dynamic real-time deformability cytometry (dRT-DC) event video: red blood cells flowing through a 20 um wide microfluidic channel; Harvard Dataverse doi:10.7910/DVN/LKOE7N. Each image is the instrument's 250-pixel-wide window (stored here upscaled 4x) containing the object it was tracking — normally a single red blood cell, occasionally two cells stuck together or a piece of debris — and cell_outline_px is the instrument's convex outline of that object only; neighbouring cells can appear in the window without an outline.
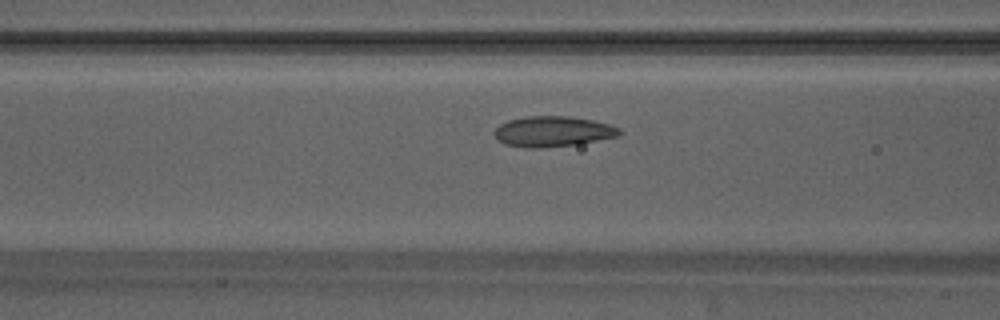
{"species": "Egyptian fruit bat (a non-hibernating species)", "species_latin": "Rousettus aegyptiacus", "temperature_condition": "warm", "stored_images_in_passage": 35, "camera_frame_rate_fps": 3000, "um_per_image_px": 0.085, "animal": {"sex": "male"}, "frame": {"image": 1, "passage_image": 12, "time_ms": 3.667, "image_size_px": [1000, 320], "cell_outline_px": [[624, 132], [620, 136], [576, 144], [536, 148], [528, 148], [504, 144], [492, 132], [500, 124], [508, 120], [528, 116], [568, 116], [592, 120], [608, 124], [620, 128]], "centroid_in_image_um": [47.01, 11.17], "position_along_channel_um": 119.6, "area_um2": 22.14}}
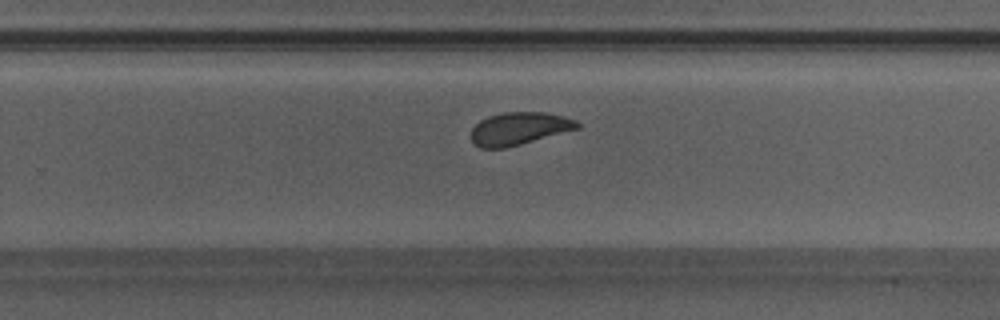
{"frame": {"image": 2, "passage_image": 24, "time_ms": 7.667, "image_size_px": [1000, 320], "cell_outline_px": [[580, 128], [520, 144], [504, 148], [480, 148], [472, 140], [472, 128], [480, 120], [488, 116], [504, 112], [544, 112], [564, 116], [576, 120], [580, 124]], "centroid_in_image_um": [44.14, 10.92], "position_along_channel_um": 285.7, "area_um2": 20.06}}
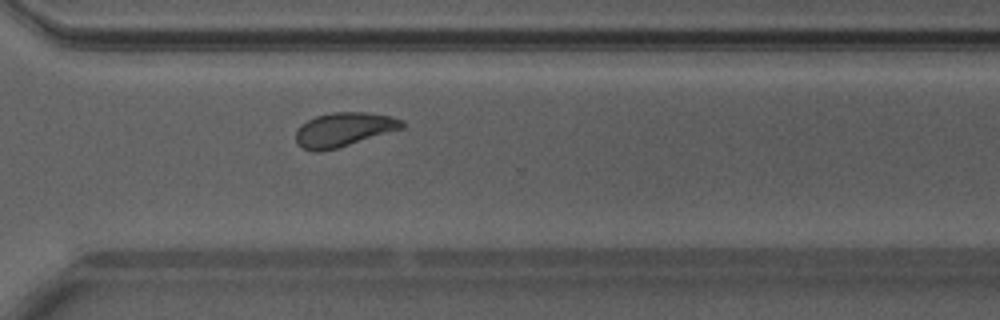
{"frame": {"image": 3, "passage_image": 28, "time_ms": 9.0, "image_size_px": [1000, 320], "cell_outline_px": [[404, 128], [336, 148], [320, 152], [312, 152], [296, 144], [296, 132], [300, 124], [316, 116], [332, 112], [368, 112], [392, 116], [404, 120]], "centroid_in_image_um": [29.22, 11.0], "position_along_channel_um": 341.4, "area_um2": 21.15}, "authors_computed_cell_mechanics": {"area_um2": 21.4438, "velocity_mm_per_s": 4.1602, "shape_relaxation_time_tau1_ms": 4.1928, "shape_relaxation_time_tau2_ms": 1.1642, "deformation_change_tau1": 0.1132, "deformation_change_tau2": 0.0628}}